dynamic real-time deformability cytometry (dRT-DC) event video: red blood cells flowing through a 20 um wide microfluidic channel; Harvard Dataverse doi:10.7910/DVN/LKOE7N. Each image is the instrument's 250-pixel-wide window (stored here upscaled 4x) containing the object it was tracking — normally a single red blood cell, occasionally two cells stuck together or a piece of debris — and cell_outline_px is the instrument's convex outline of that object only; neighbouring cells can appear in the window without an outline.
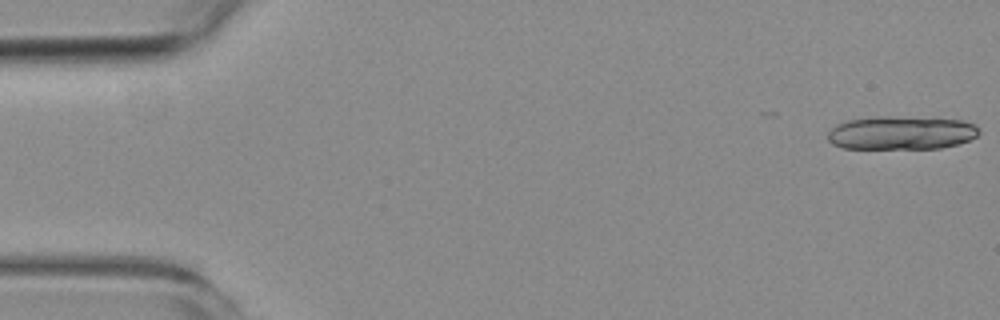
{"species": "common noctule bat (a hibernating species)", "species_latin": "Nyctalus noctula", "temperature_condition": "room temperature", "stored_images_in_passage": 6, "camera_frame_rate_fps": 3000, "um_per_image_px": 0.085, "animal": {"sex": "female", "body_mass_g": 19.3, "forearm_length_mm": 54.1}, "frame": {"image": 1, "passage_image": 1, "time_ms": 0.0, "image_size_px": [1000, 320], "cell_outline_px": [[980, 132], [976, 136], [968, 140], [956, 144], [940, 148], [844, 148], [832, 144], [828, 140], [828, 132], [836, 124], [848, 120], [876, 116], [964, 120], [976, 124], [980, 128]], "centroid_in_image_um": [76.61, 11.29], "position_along_channel_um": 8.4, "area_um2": 29.36}}